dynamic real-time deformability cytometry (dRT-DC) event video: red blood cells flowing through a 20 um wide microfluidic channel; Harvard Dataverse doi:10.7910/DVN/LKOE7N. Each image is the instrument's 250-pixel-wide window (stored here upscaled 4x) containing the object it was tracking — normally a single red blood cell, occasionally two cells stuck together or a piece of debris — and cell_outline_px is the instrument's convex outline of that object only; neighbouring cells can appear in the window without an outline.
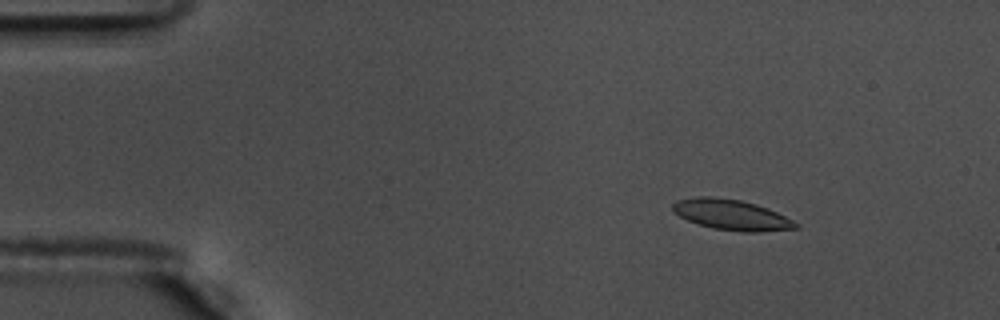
{"species": "common noctule bat (a hibernating species)", "species_latin": "Nyctalus noctula", "temperature_condition": "warm", "stored_images_in_passage": 54, "camera_frame_rate_fps": 3000, "um_per_image_px": 0.085, "animal": {"sex": "male", "body_mass_g": 17.5, "forearm_length_mm": 52.3}, "frame": {"image": 1, "passage_image": 6, "time_ms": 1.667, "image_size_px": [1000, 320], "cell_outline_px": [[800, 228], [760, 232], [740, 232], [712, 228], [688, 220], [672, 212], [672, 204], [676, 200], [696, 196], [712, 196], [740, 200], [756, 204], [768, 208], [800, 224]], "centroid_in_image_um": [62.17, 18.25], "position_along_channel_um": 22.8, "area_um2": 22.02}}
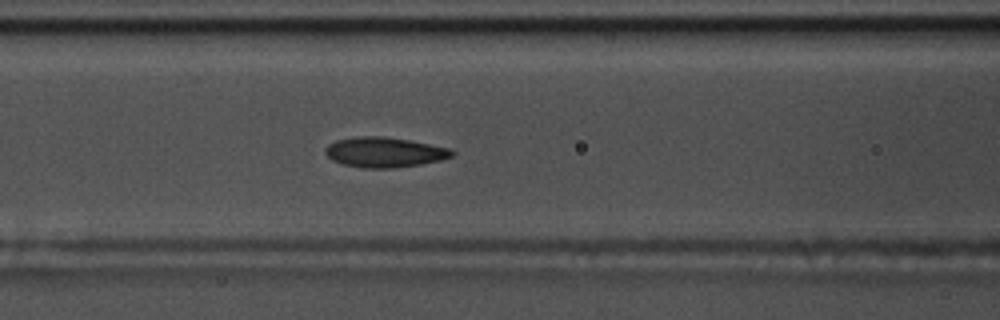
{"frame": {"image": 2, "passage_image": 22, "time_ms": 7.0, "image_size_px": [1000, 320], "cell_outline_px": [[456, 152], [452, 156], [440, 160], [420, 164], [392, 168], [364, 168], [344, 164], [332, 160], [324, 152], [324, 148], [328, 144], [336, 140], [360, 136], [384, 136], [408, 140], [448, 148]], "centroid_in_image_um": [32.64, 12.94], "position_along_channel_um": 134.0, "area_um2": 22.02}}
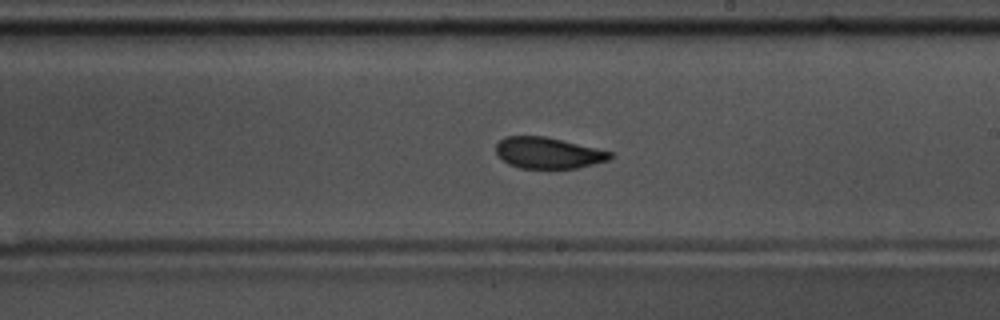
{"frame": {"image": 3, "passage_image": 31, "time_ms": 10.0, "image_size_px": [1000, 320], "cell_outline_px": [[612, 156], [608, 160], [576, 168], [520, 168], [508, 164], [496, 152], [496, 144], [504, 136], [544, 136], [596, 148], [612, 152]], "centroid_in_image_um": [46.56, 12.99], "position_along_channel_um": 242.4, "area_um2": 20.46}, "authors_computed_cell_mechanics": {"area_um2": 21.8484, "velocity_mm_per_s": 3.6354, "shape_relaxation_time_tau1_ms": 5.0003, "shape_relaxation_time_tau2_ms": 1.8393, "deformation_change_tau1": 0.1266, "deformation_change_tau2": 0.0753}}